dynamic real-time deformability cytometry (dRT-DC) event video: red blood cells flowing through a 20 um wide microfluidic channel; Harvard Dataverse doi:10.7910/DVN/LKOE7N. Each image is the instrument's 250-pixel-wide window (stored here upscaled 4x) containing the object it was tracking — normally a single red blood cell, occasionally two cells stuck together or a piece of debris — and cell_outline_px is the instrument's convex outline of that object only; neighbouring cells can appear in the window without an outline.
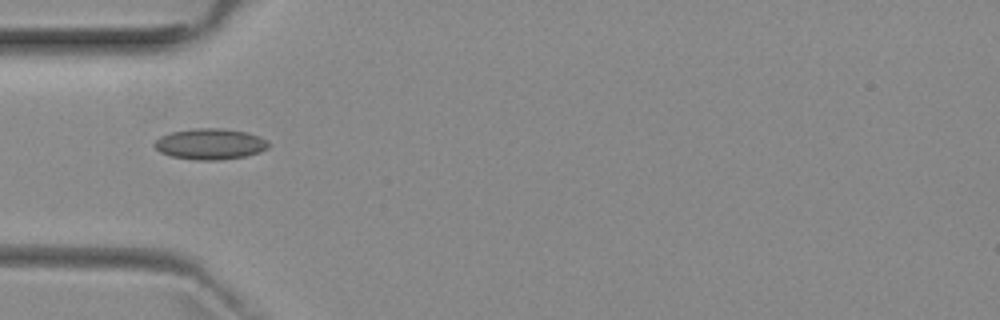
{"species": "common noctule bat (a hibernating species)", "species_latin": "Nyctalus noctula", "temperature_condition": "room temperature", "stored_images_in_passage": 8, "camera_frame_rate_fps": 3000, "um_per_image_px": 0.085, "animal": {"sex": "female", "body_mass_g": 29.2, "forearm_length_mm": 56.3}, "frame": {"image": 1, "passage_image": 5, "time_ms": 4.667, "image_size_px": [1000, 320], "cell_outline_px": [[268, 148], [260, 152], [244, 156], [220, 160], [196, 160], [172, 156], [160, 152], [152, 144], [160, 136], [172, 132], [196, 128], [220, 128], [248, 132], [260, 136], [268, 144]], "centroid_in_image_um": [17.85, 12.24], "position_along_channel_um": 67.1, "area_um2": 20.46}}
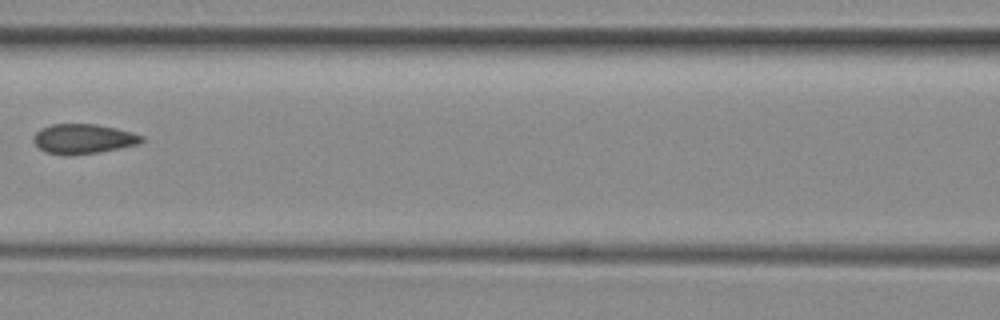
{"frame": {"image": 2, "passage_image": 7, "time_ms": 7.0, "image_size_px": [1000, 320], "cell_outline_px": [[144, 140], [140, 144], [96, 152], [48, 152], [40, 148], [32, 140], [36, 132], [40, 128], [52, 124], [96, 124], [116, 128], [132, 132], [144, 136]], "centroid_in_image_um": [7.13, 11.74], "position_along_channel_um": 159.5, "area_um2": 17.98}}
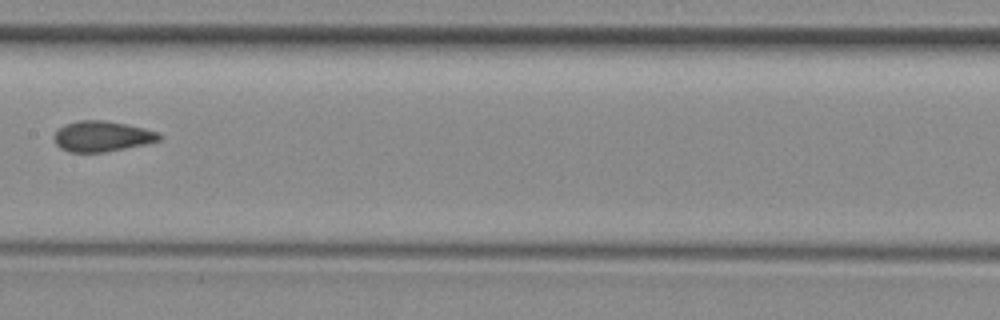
{"frame": {"image": 3, "passage_image": 8, "time_ms": 8.0, "image_size_px": [1000, 320], "cell_outline_px": [[164, 136], [160, 140], [144, 144], [104, 152], [68, 152], [60, 148], [56, 144], [52, 136], [64, 124], [80, 120], [104, 120], [144, 128], [156, 132]], "centroid_in_image_um": [8.64, 11.59], "position_along_channel_um": 198.8, "area_um2": 18.61}}